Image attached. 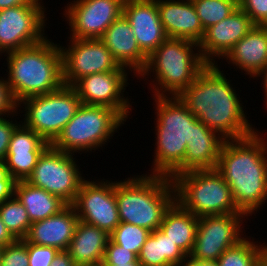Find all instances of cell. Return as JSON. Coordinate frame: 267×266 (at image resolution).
I'll return each instance as SVG.
<instances>
[{
  "label": "cell",
  "mask_w": 267,
  "mask_h": 266,
  "mask_svg": "<svg viewBox=\"0 0 267 266\" xmlns=\"http://www.w3.org/2000/svg\"><path fill=\"white\" fill-rule=\"evenodd\" d=\"M230 83L216 63L208 64L178 95L200 122L226 140L244 138L257 131L247 120L239 94Z\"/></svg>",
  "instance_id": "6da1fadb"
},
{
  "label": "cell",
  "mask_w": 267,
  "mask_h": 266,
  "mask_svg": "<svg viewBox=\"0 0 267 266\" xmlns=\"http://www.w3.org/2000/svg\"><path fill=\"white\" fill-rule=\"evenodd\" d=\"M258 132L225 140L215 168L229 185L237 208L246 216L257 213L267 200V142Z\"/></svg>",
  "instance_id": "7a4b0ae2"
},
{
  "label": "cell",
  "mask_w": 267,
  "mask_h": 266,
  "mask_svg": "<svg viewBox=\"0 0 267 266\" xmlns=\"http://www.w3.org/2000/svg\"><path fill=\"white\" fill-rule=\"evenodd\" d=\"M7 83L15 101L62 88V53L51 39L7 53Z\"/></svg>",
  "instance_id": "3957f363"
},
{
  "label": "cell",
  "mask_w": 267,
  "mask_h": 266,
  "mask_svg": "<svg viewBox=\"0 0 267 266\" xmlns=\"http://www.w3.org/2000/svg\"><path fill=\"white\" fill-rule=\"evenodd\" d=\"M120 221L154 231L175 202L172 179L163 175H135L115 181Z\"/></svg>",
  "instance_id": "277c9868"
},
{
  "label": "cell",
  "mask_w": 267,
  "mask_h": 266,
  "mask_svg": "<svg viewBox=\"0 0 267 266\" xmlns=\"http://www.w3.org/2000/svg\"><path fill=\"white\" fill-rule=\"evenodd\" d=\"M157 135L151 175L173 178L182 174V161L197 119L178 96H153Z\"/></svg>",
  "instance_id": "5b68a950"
},
{
  "label": "cell",
  "mask_w": 267,
  "mask_h": 266,
  "mask_svg": "<svg viewBox=\"0 0 267 266\" xmlns=\"http://www.w3.org/2000/svg\"><path fill=\"white\" fill-rule=\"evenodd\" d=\"M207 65L197 43L185 39L167 38L148 55L145 69L138 77L146 79L149 78L146 76L153 72L155 78L151 90L154 96H178Z\"/></svg>",
  "instance_id": "8992f818"
},
{
  "label": "cell",
  "mask_w": 267,
  "mask_h": 266,
  "mask_svg": "<svg viewBox=\"0 0 267 266\" xmlns=\"http://www.w3.org/2000/svg\"><path fill=\"white\" fill-rule=\"evenodd\" d=\"M175 201L197 217L244 214L236 206L231 189L216 169L187 171L172 178Z\"/></svg>",
  "instance_id": "52a82bcc"
},
{
  "label": "cell",
  "mask_w": 267,
  "mask_h": 266,
  "mask_svg": "<svg viewBox=\"0 0 267 266\" xmlns=\"http://www.w3.org/2000/svg\"><path fill=\"white\" fill-rule=\"evenodd\" d=\"M126 122L115 109L81 104L73 118L50 144L53 148L69 154L96 150L108 143L114 132Z\"/></svg>",
  "instance_id": "ba28073f"
},
{
  "label": "cell",
  "mask_w": 267,
  "mask_h": 266,
  "mask_svg": "<svg viewBox=\"0 0 267 266\" xmlns=\"http://www.w3.org/2000/svg\"><path fill=\"white\" fill-rule=\"evenodd\" d=\"M19 104L25 109L23 123L51 144L82 103L77 91L64 85L54 92L25 98Z\"/></svg>",
  "instance_id": "9c48e42d"
},
{
  "label": "cell",
  "mask_w": 267,
  "mask_h": 266,
  "mask_svg": "<svg viewBox=\"0 0 267 266\" xmlns=\"http://www.w3.org/2000/svg\"><path fill=\"white\" fill-rule=\"evenodd\" d=\"M74 159L73 154L56 150L49 145L39 156L26 181L71 205L85 180Z\"/></svg>",
  "instance_id": "30bf717a"
},
{
  "label": "cell",
  "mask_w": 267,
  "mask_h": 266,
  "mask_svg": "<svg viewBox=\"0 0 267 266\" xmlns=\"http://www.w3.org/2000/svg\"><path fill=\"white\" fill-rule=\"evenodd\" d=\"M42 0L0 10V55L17 51L45 38V7ZM46 18V19H45ZM3 53V54H1Z\"/></svg>",
  "instance_id": "8fae6325"
},
{
  "label": "cell",
  "mask_w": 267,
  "mask_h": 266,
  "mask_svg": "<svg viewBox=\"0 0 267 266\" xmlns=\"http://www.w3.org/2000/svg\"><path fill=\"white\" fill-rule=\"evenodd\" d=\"M245 217V214L199 217L194 247L188 257L195 261L218 260L228 248L244 238L242 223Z\"/></svg>",
  "instance_id": "7c38bea8"
},
{
  "label": "cell",
  "mask_w": 267,
  "mask_h": 266,
  "mask_svg": "<svg viewBox=\"0 0 267 266\" xmlns=\"http://www.w3.org/2000/svg\"><path fill=\"white\" fill-rule=\"evenodd\" d=\"M84 180L74 202L79 220L109 234L120 224L114 181Z\"/></svg>",
  "instance_id": "4fadbf2b"
},
{
  "label": "cell",
  "mask_w": 267,
  "mask_h": 266,
  "mask_svg": "<svg viewBox=\"0 0 267 266\" xmlns=\"http://www.w3.org/2000/svg\"><path fill=\"white\" fill-rule=\"evenodd\" d=\"M69 39L68 48L59 44L66 86H73L84 76L116 71L120 67L100 39Z\"/></svg>",
  "instance_id": "5bb4252c"
},
{
  "label": "cell",
  "mask_w": 267,
  "mask_h": 266,
  "mask_svg": "<svg viewBox=\"0 0 267 266\" xmlns=\"http://www.w3.org/2000/svg\"><path fill=\"white\" fill-rule=\"evenodd\" d=\"M123 3L124 0H74L68 3L63 14L72 32L68 38L100 39L123 14Z\"/></svg>",
  "instance_id": "9a60e30c"
},
{
  "label": "cell",
  "mask_w": 267,
  "mask_h": 266,
  "mask_svg": "<svg viewBox=\"0 0 267 266\" xmlns=\"http://www.w3.org/2000/svg\"><path fill=\"white\" fill-rule=\"evenodd\" d=\"M128 72L120 66L116 71L84 76L72 87L77 91L82 104L109 107L128 119L132 105L123 93L129 84Z\"/></svg>",
  "instance_id": "2e32d148"
},
{
  "label": "cell",
  "mask_w": 267,
  "mask_h": 266,
  "mask_svg": "<svg viewBox=\"0 0 267 266\" xmlns=\"http://www.w3.org/2000/svg\"><path fill=\"white\" fill-rule=\"evenodd\" d=\"M254 26L249 15L238 7L227 18L205 30L198 44L199 52L208 64H217L214 59H223Z\"/></svg>",
  "instance_id": "e0dca14e"
},
{
  "label": "cell",
  "mask_w": 267,
  "mask_h": 266,
  "mask_svg": "<svg viewBox=\"0 0 267 266\" xmlns=\"http://www.w3.org/2000/svg\"><path fill=\"white\" fill-rule=\"evenodd\" d=\"M123 15L129 21L140 49L147 56L168 38L156 0H124Z\"/></svg>",
  "instance_id": "ac0fdd59"
},
{
  "label": "cell",
  "mask_w": 267,
  "mask_h": 266,
  "mask_svg": "<svg viewBox=\"0 0 267 266\" xmlns=\"http://www.w3.org/2000/svg\"><path fill=\"white\" fill-rule=\"evenodd\" d=\"M100 40L116 62L138 76L145 69L148 56L140 49L129 21L122 14L105 31Z\"/></svg>",
  "instance_id": "d6986e66"
},
{
  "label": "cell",
  "mask_w": 267,
  "mask_h": 266,
  "mask_svg": "<svg viewBox=\"0 0 267 266\" xmlns=\"http://www.w3.org/2000/svg\"><path fill=\"white\" fill-rule=\"evenodd\" d=\"M159 17L168 38L200 43L204 29L193 2L184 0H156Z\"/></svg>",
  "instance_id": "ffe728a7"
},
{
  "label": "cell",
  "mask_w": 267,
  "mask_h": 266,
  "mask_svg": "<svg viewBox=\"0 0 267 266\" xmlns=\"http://www.w3.org/2000/svg\"><path fill=\"white\" fill-rule=\"evenodd\" d=\"M79 221L72 205L44 220L33 222L24 238L27 242L67 251Z\"/></svg>",
  "instance_id": "44dd1931"
},
{
  "label": "cell",
  "mask_w": 267,
  "mask_h": 266,
  "mask_svg": "<svg viewBox=\"0 0 267 266\" xmlns=\"http://www.w3.org/2000/svg\"><path fill=\"white\" fill-rule=\"evenodd\" d=\"M225 140L218 132L196 119L192 123L191 140L187 143L182 161V173L215 169Z\"/></svg>",
  "instance_id": "7402d4cb"
},
{
  "label": "cell",
  "mask_w": 267,
  "mask_h": 266,
  "mask_svg": "<svg viewBox=\"0 0 267 266\" xmlns=\"http://www.w3.org/2000/svg\"><path fill=\"white\" fill-rule=\"evenodd\" d=\"M256 78L267 63V26L255 25L224 58Z\"/></svg>",
  "instance_id": "603a6c76"
},
{
  "label": "cell",
  "mask_w": 267,
  "mask_h": 266,
  "mask_svg": "<svg viewBox=\"0 0 267 266\" xmlns=\"http://www.w3.org/2000/svg\"><path fill=\"white\" fill-rule=\"evenodd\" d=\"M109 239L107 231L79 220L67 252L77 266L99 264Z\"/></svg>",
  "instance_id": "cb8c5ba5"
},
{
  "label": "cell",
  "mask_w": 267,
  "mask_h": 266,
  "mask_svg": "<svg viewBox=\"0 0 267 266\" xmlns=\"http://www.w3.org/2000/svg\"><path fill=\"white\" fill-rule=\"evenodd\" d=\"M14 196L26 208L31 223L55 215L68 205L60 197L33 186L26 180L16 181Z\"/></svg>",
  "instance_id": "d4e9b609"
},
{
  "label": "cell",
  "mask_w": 267,
  "mask_h": 266,
  "mask_svg": "<svg viewBox=\"0 0 267 266\" xmlns=\"http://www.w3.org/2000/svg\"><path fill=\"white\" fill-rule=\"evenodd\" d=\"M198 219L175 201L165 212L159 229L189 256L194 247Z\"/></svg>",
  "instance_id": "484cf974"
},
{
  "label": "cell",
  "mask_w": 267,
  "mask_h": 266,
  "mask_svg": "<svg viewBox=\"0 0 267 266\" xmlns=\"http://www.w3.org/2000/svg\"><path fill=\"white\" fill-rule=\"evenodd\" d=\"M187 257L160 229L151 232L138 254L142 266H179Z\"/></svg>",
  "instance_id": "4316f807"
},
{
  "label": "cell",
  "mask_w": 267,
  "mask_h": 266,
  "mask_svg": "<svg viewBox=\"0 0 267 266\" xmlns=\"http://www.w3.org/2000/svg\"><path fill=\"white\" fill-rule=\"evenodd\" d=\"M250 238H243L235 246L228 248L219 258V266H263L267 261V246L256 244ZM265 245V246H264Z\"/></svg>",
  "instance_id": "83f0119b"
},
{
  "label": "cell",
  "mask_w": 267,
  "mask_h": 266,
  "mask_svg": "<svg viewBox=\"0 0 267 266\" xmlns=\"http://www.w3.org/2000/svg\"><path fill=\"white\" fill-rule=\"evenodd\" d=\"M0 217L15 239H24L32 224L26 208L15 196L0 203Z\"/></svg>",
  "instance_id": "f1b7e54d"
},
{
  "label": "cell",
  "mask_w": 267,
  "mask_h": 266,
  "mask_svg": "<svg viewBox=\"0 0 267 266\" xmlns=\"http://www.w3.org/2000/svg\"><path fill=\"white\" fill-rule=\"evenodd\" d=\"M197 15L204 31L231 15L238 7V0H195Z\"/></svg>",
  "instance_id": "f546056e"
},
{
  "label": "cell",
  "mask_w": 267,
  "mask_h": 266,
  "mask_svg": "<svg viewBox=\"0 0 267 266\" xmlns=\"http://www.w3.org/2000/svg\"><path fill=\"white\" fill-rule=\"evenodd\" d=\"M50 144L24 123H18L12 132L8 152H43Z\"/></svg>",
  "instance_id": "4dcf8cb0"
},
{
  "label": "cell",
  "mask_w": 267,
  "mask_h": 266,
  "mask_svg": "<svg viewBox=\"0 0 267 266\" xmlns=\"http://www.w3.org/2000/svg\"><path fill=\"white\" fill-rule=\"evenodd\" d=\"M150 234L151 231L146 228L120 222V224L110 233V239L114 243L132 251L138 256L143 244L146 242Z\"/></svg>",
  "instance_id": "1f68e13d"
},
{
  "label": "cell",
  "mask_w": 267,
  "mask_h": 266,
  "mask_svg": "<svg viewBox=\"0 0 267 266\" xmlns=\"http://www.w3.org/2000/svg\"><path fill=\"white\" fill-rule=\"evenodd\" d=\"M43 152L7 153L5 164L16 181L27 180Z\"/></svg>",
  "instance_id": "d6a6232c"
},
{
  "label": "cell",
  "mask_w": 267,
  "mask_h": 266,
  "mask_svg": "<svg viewBox=\"0 0 267 266\" xmlns=\"http://www.w3.org/2000/svg\"><path fill=\"white\" fill-rule=\"evenodd\" d=\"M0 266H29L27 241L16 239L2 250Z\"/></svg>",
  "instance_id": "836d02e7"
},
{
  "label": "cell",
  "mask_w": 267,
  "mask_h": 266,
  "mask_svg": "<svg viewBox=\"0 0 267 266\" xmlns=\"http://www.w3.org/2000/svg\"><path fill=\"white\" fill-rule=\"evenodd\" d=\"M138 260V256L130 250L114 243L109 239L105 249L103 266H114L116 264L132 263Z\"/></svg>",
  "instance_id": "e575fe53"
},
{
  "label": "cell",
  "mask_w": 267,
  "mask_h": 266,
  "mask_svg": "<svg viewBox=\"0 0 267 266\" xmlns=\"http://www.w3.org/2000/svg\"><path fill=\"white\" fill-rule=\"evenodd\" d=\"M58 249L27 242L29 266H50Z\"/></svg>",
  "instance_id": "d590c367"
},
{
  "label": "cell",
  "mask_w": 267,
  "mask_h": 266,
  "mask_svg": "<svg viewBox=\"0 0 267 266\" xmlns=\"http://www.w3.org/2000/svg\"><path fill=\"white\" fill-rule=\"evenodd\" d=\"M238 5L255 25L267 26V0H238Z\"/></svg>",
  "instance_id": "8d00e7d4"
},
{
  "label": "cell",
  "mask_w": 267,
  "mask_h": 266,
  "mask_svg": "<svg viewBox=\"0 0 267 266\" xmlns=\"http://www.w3.org/2000/svg\"><path fill=\"white\" fill-rule=\"evenodd\" d=\"M19 104L15 101L13 94L10 90V87L7 83V79L1 77L0 79V117L6 116L7 118L11 115L18 116L17 111ZM17 109V110H16ZM17 113V114H16ZM11 114V115H10Z\"/></svg>",
  "instance_id": "74e56055"
},
{
  "label": "cell",
  "mask_w": 267,
  "mask_h": 266,
  "mask_svg": "<svg viewBox=\"0 0 267 266\" xmlns=\"http://www.w3.org/2000/svg\"><path fill=\"white\" fill-rule=\"evenodd\" d=\"M18 122L12 119L7 120L6 116L0 117V161H5L8 152L9 142L12 132L16 128Z\"/></svg>",
  "instance_id": "f35d334b"
},
{
  "label": "cell",
  "mask_w": 267,
  "mask_h": 266,
  "mask_svg": "<svg viewBox=\"0 0 267 266\" xmlns=\"http://www.w3.org/2000/svg\"><path fill=\"white\" fill-rule=\"evenodd\" d=\"M16 181H0V203L14 196Z\"/></svg>",
  "instance_id": "ab89813d"
},
{
  "label": "cell",
  "mask_w": 267,
  "mask_h": 266,
  "mask_svg": "<svg viewBox=\"0 0 267 266\" xmlns=\"http://www.w3.org/2000/svg\"><path fill=\"white\" fill-rule=\"evenodd\" d=\"M50 266H77L67 251H59Z\"/></svg>",
  "instance_id": "60d3db41"
},
{
  "label": "cell",
  "mask_w": 267,
  "mask_h": 266,
  "mask_svg": "<svg viewBox=\"0 0 267 266\" xmlns=\"http://www.w3.org/2000/svg\"><path fill=\"white\" fill-rule=\"evenodd\" d=\"M16 239L11 235V233L7 230L5 224L1 220L0 217V247L4 248L9 244L13 243Z\"/></svg>",
  "instance_id": "b9f144b4"
},
{
  "label": "cell",
  "mask_w": 267,
  "mask_h": 266,
  "mask_svg": "<svg viewBox=\"0 0 267 266\" xmlns=\"http://www.w3.org/2000/svg\"><path fill=\"white\" fill-rule=\"evenodd\" d=\"M179 266H219L218 260L195 261L187 257Z\"/></svg>",
  "instance_id": "7bdbcfd3"
},
{
  "label": "cell",
  "mask_w": 267,
  "mask_h": 266,
  "mask_svg": "<svg viewBox=\"0 0 267 266\" xmlns=\"http://www.w3.org/2000/svg\"><path fill=\"white\" fill-rule=\"evenodd\" d=\"M33 0H0V10L18 5H28Z\"/></svg>",
  "instance_id": "ee69618b"
},
{
  "label": "cell",
  "mask_w": 267,
  "mask_h": 266,
  "mask_svg": "<svg viewBox=\"0 0 267 266\" xmlns=\"http://www.w3.org/2000/svg\"><path fill=\"white\" fill-rule=\"evenodd\" d=\"M0 181H16L9 173L4 161H0Z\"/></svg>",
  "instance_id": "f6af8a7d"
},
{
  "label": "cell",
  "mask_w": 267,
  "mask_h": 266,
  "mask_svg": "<svg viewBox=\"0 0 267 266\" xmlns=\"http://www.w3.org/2000/svg\"><path fill=\"white\" fill-rule=\"evenodd\" d=\"M256 77L257 78L258 77H262V80H264V81H262V84H263V88H264V91H265V97H266L265 98L266 99L265 102H266V105H267V63H266V66L262 69V71Z\"/></svg>",
  "instance_id": "bcb514c9"
},
{
  "label": "cell",
  "mask_w": 267,
  "mask_h": 266,
  "mask_svg": "<svg viewBox=\"0 0 267 266\" xmlns=\"http://www.w3.org/2000/svg\"><path fill=\"white\" fill-rule=\"evenodd\" d=\"M114 266H142V264L139 262V260L132 262V263H126V264H116Z\"/></svg>",
  "instance_id": "7dc6e473"
},
{
  "label": "cell",
  "mask_w": 267,
  "mask_h": 266,
  "mask_svg": "<svg viewBox=\"0 0 267 266\" xmlns=\"http://www.w3.org/2000/svg\"><path fill=\"white\" fill-rule=\"evenodd\" d=\"M84 266H103L102 263H99V264H93V265H84Z\"/></svg>",
  "instance_id": "c3c4849f"
},
{
  "label": "cell",
  "mask_w": 267,
  "mask_h": 266,
  "mask_svg": "<svg viewBox=\"0 0 267 266\" xmlns=\"http://www.w3.org/2000/svg\"><path fill=\"white\" fill-rule=\"evenodd\" d=\"M2 250H3V248L0 247V264H1Z\"/></svg>",
  "instance_id": "681fc988"
},
{
  "label": "cell",
  "mask_w": 267,
  "mask_h": 266,
  "mask_svg": "<svg viewBox=\"0 0 267 266\" xmlns=\"http://www.w3.org/2000/svg\"><path fill=\"white\" fill-rule=\"evenodd\" d=\"M184 1H187V2H193V1H195V0H184Z\"/></svg>",
  "instance_id": "f907efd6"
}]
</instances>
